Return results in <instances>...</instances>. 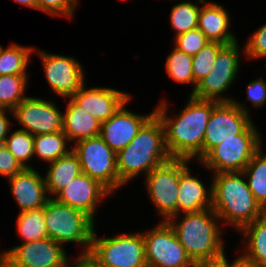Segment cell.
<instances>
[{"mask_svg":"<svg viewBox=\"0 0 266 267\" xmlns=\"http://www.w3.org/2000/svg\"><path fill=\"white\" fill-rule=\"evenodd\" d=\"M64 267H74V262L73 264L71 265V262L67 263Z\"/></svg>","mask_w":266,"mask_h":267,"instance_id":"obj_45","label":"cell"},{"mask_svg":"<svg viewBox=\"0 0 266 267\" xmlns=\"http://www.w3.org/2000/svg\"><path fill=\"white\" fill-rule=\"evenodd\" d=\"M72 148L82 173L100 182L112 194L123 186L117 172L116 153L100 136L80 140Z\"/></svg>","mask_w":266,"mask_h":267,"instance_id":"obj_8","label":"cell"},{"mask_svg":"<svg viewBox=\"0 0 266 267\" xmlns=\"http://www.w3.org/2000/svg\"><path fill=\"white\" fill-rule=\"evenodd\" d=\"M69 98L63 112L62 131L68 137L70 144L100 135L101 123L72 98Z\"/></svg>","mask_w":266,"mask_h":267,"instance_id":"obj_22","label":"cell"},{"mask_svg":"<svg viewBox=\"0 0 266 267\" xmlns=\"http://www.w3.org/2000/svg\"><path fill=\"white\" fill-rule=\"evenodd\" d=\"M0 267H11V266L2 259L0 261Z\"/></svg>","mask_w":266,"mask_h":267,"instance_id":"obj_44","label":"cell"},{"mask_svg":"<svg viewBox=\"0 0 266 267\" xmlns=\"http://www.w3.org/2000/svg\"><path fill=\"white\" fill-rule=\"evenodd\" d=\"M44 176L48 196L52 198L72 179L82 173L77 154L72 150L67 155L49 163Z\"/></svg>","mask_w":266,"mask_h":267,"instance_id":"obj_23","label":"cell"},{"mask_svg":"<svg viewBox=\"0 0 266 267\" xmlns=\"http://www.w3.org/2000/svg\"><path fill=\"white\" fill-rule=\"evenodd\" d=\"M48 237L64 243L82 244L83 254L90 252L95 221L86 213L50 198L44 206Z\"/></svg>","mask_w":266,"mask_h":267,"instance_id":"obj_5","label":"cell"},{"mask_svg":"<svg viewBox=\"0 0 266 267\" xmlns=\"http://www.w3.org/2000/svg\"><path fill=\"white\" fill-rule=\"evenodd\" d=\"M200 6L190 1L179 2L173 5L170 12V24L175 36L198 28Z\"/></svg>","mask_w":266,"mask_h":267,"instance_id":"obj_30","label":"cell"},{"mask_svg":"<svg viewBox=\"0 0 266 267\" xmlns=\"http://www.w3.org/2000/svg\"><path fill=\"white\" fill-rule=\"evenodd\" d=\"M191 174L187 164L179 178L177 214L180 215L212 208V185L206 188L199 178Z\"/></svg>","mask_w":266,"mask_h":267,"instance_id":"obj_20","label":"cell"},{"mask_svg":"<svg viewBox=\"0 0 266 267\" xmlns=\"http://www.w3.org/2000/svg\"><path fill=\"white\" fill-rule=\"evenodd\" d=\"M257 126L252 122L238 138H230L212 148L198 163L213 174L219 172H242L252 157L262 148Z\"/></svg>","mask_w":266,"mask_h":267,"instance_id":"obj_6","label":"cell"},{"mask_svg":"<svg viewBox=\"0 0 266 267\" xmlns=\"http://www.w3.org/2000/svg\"><path fill=\"white\" fill-rule=\"evenodd\" d=\"M0 255L11 267H64L71 261L65 246L49 237L21 243Z\"/></svg>","mask_w":266,"mask_h":267,"instance_id":"obj_14","label":"cell"},{"mask_svg":"<svg viewBox=\"0 0 266 267\" xmlns=\"http://www.w3.org/2000/svg\"><path fill=\"white\" fill-rule=\"evenodd\" d=\"M225 45L217 42H208L205 46L192 58V71L194 76V91L197 84L202 81L213 67L218 52Z\"/></svg>","mask_w":266,"mask_h":267,"instance_id":"obj_33","label":"cell"},{"mask_svg":"<svg viewBox=\"0 0 266 267\" xmlns=\"http://www.w3.org/2000/svg\"><path fill=\"white\" fill-rule=\"evenodd\" d=\"M255 200L266 211V152L261 148L242 171Z\"/></svg>","mask_w":266,"mask_h":267,"instance_id":"obj_25","label":"cell"},{"mask_svg":"<svg viewBox=\"0 0 266 267\" xmlns=\"http://www.w3.org/2000/svg\"><path fill=\"white\" fill-rule=\"evenodd\" d=\"M185 107L176 116L167 113V101L162 99L155 113L163 123L165 145L171 158L194 160L203 158V141L210 115L218 103L188 96ZM169 114V115H168Z\"/></svg>","mask_w":266,"mask_h":267,"instance_id":"obj_1","label":"cell"},{"mask_svg":"<svg viewBox=\"0 0 266 267\" xmlns=\"http://www.w3.org/2000/svg\"><path fill=\"white\" fill-rule=\"evenodd\" d=\"M125 103L109 120L101 123L100 137L117 154L137 135L143 124L155 113L135 114L126 108Z\"/></svg>","mask_w":266,"mask_h":267,"instance_id":"obj_17","label":"cell"},{"mask_svg":"<svg viewBox=\"0 0 266 267\" xmlns=\"http://www.w3.org/2000/svg\"><path fill=\"white\" fill-rule=\"evenodd\" d=\"M12 111L20 130L33 136L62 131L63 113L53 100L28 96Z\"/></svg>","mask_w":266,"mask_h":267,"instance_id":"obj_15","label":"cell"},{"mask_svg":"<svg viewBox=\"0 0 266 267\" xmlns=\"http://www.w3.org/2000/svg\"><path fill=\"white\" fill-rule=\"evenodd\" d=\"M72 98L100 123L109 120L121 107L131 100L132 96L116 88L91 87L82 88Z\"/></svg>","mask_w":266,"mask_h":267,"instance_id":"obj_18","label":"cell"},{"mask_svg":"<svg viewBox=\"0 0 266 267\" xmlns=\"http://www.w3.org/2000/svg\"><path fill=\"white\" fill-rule=\"evenodd\" d=\"M182 214L181 219L176 214L168 222L191 260L195 263L221 257L225 253L222 226L213 209Z\"/></svg>","mask_w":266,"mask_h":267,"instance_id":"obj_4","label":"cell"},{"mask_svg":"<svg viewBox=\"0 0 266 267\" xmlns=\"http://www.w3.org/2000/svg\"><path fill=\"white\" fill-rule=\"evenodd\" d=\"M74 267H104L102 266L92 255L79 254L76 259H74Z\"/></svg>","mask_w":266,"mask_h":267,"instance_id":"obj_40","label":"cell"},{"mask_svg":"<svg viewBox=\"0 0 266 267\" xmlns=\"http://www.w3.org/2000/svg\"><path fill=\"white\" fill-rule=\"evenodd\" d=\"M239 232L246 244L241 254L257 267H266V211Z\"/></svg>","mask_w":266,"mask_h":267,"instance_id":"obj_24","label":"cell"},{"mask_svg":"<svg viewBox=\"0 0 266 267\" xmlns=\"http://www.w3.org/2000/svg\"><path fill=\"white\" fill-rule=\"evenodd\" d=\"M16 230L22 243L48 238L44 219V206L38 209L19 212Z\"/></svg>","mask_w":266,"mask_h":267,"instance_id":"obj_28","label":"cell"},{"mask_svg":"<svg viewBox=\"0 0 266 267\" xmlns=\"http://www.w3.org/2000/svg\"><path fill=\"white\" fill-rule=\"evenodd\" d=\"M94 230L89 254L104 267H147L143 234L97 237Z\"/></svg>","mask_w":266,"mask_h":267,"instance_id":"obj_7","label":"cell"},{"mask_svg":"<svg viewBox=\"0 0 266 267\" xmlns=\"http://www.w3.org/2000/svg\"><path fill=\"white\" fill-rule=\"evenodd\" d=\"M212 176V209L224 225L239 232L265 211L255 200L243 172H219Z\"/></svg>","mask_w":266,"mask_h":267,"instance_id":"obj_3","label":"cell"},{"mask_svg":"<svg viewBox=\"0 0 266 267\" xmlns=\"http://www.w3.org/2000/svg\"><path fill=\"white\" fill-rule=\"evenodd\" d=\"M175 47L188 55H196L209 41L198 29H192L186 33L175 36Z\"/></svg>","mask_w":266,"mask_h":267,"instance_id":"obj_34","label":"cell"},{"mask_svg":"<svg viewBox=\"0 0 266 267\" xmlns=\"http://www.w3.org/2000/svg\"><path fill=\"white\" fill-rule=\"evenodd\" d=\"M69 142L63 131L36 135L34 136V156L43 160V163L54 162L72 151L73 148L67 146Z\"/></svg>","mask_w":266,"mask_h":267,"instance_id":"obj_26","label":"cell"},{"mask_svg":"<svg viewBox=\"0 0 266 267\" xmlns=\"http://www.w3.org/2000/svg\"><path fill=\"white\" fill-rule=\"evenodd\" d=\"M15 2H18L20 4H22L23 6L32 8V9H37V2L36 0H13Z\"/></svg>","mask_w":266,"mask_h":267,"instance_id":"obj_43","label":"cell"},{"mask_svg":"<svg viewBox=\"0 0 266 267\" xmlns=\"http://www.w3.org/2000/svg\"><path fill=\"white\" fill-rule=\"evenodd\" d=\"M34 51L43 64L46 81L54 94L66 99L86 84L83 66L73 56L51 54L40 49Z\"/></svg>","mask_w":266,"mask_h":267,"instance_id":"obj_13","label":"cell"},{"mask_svg":"<svg viewBox=\"0 0 266 267\" xmlns=\"http://www.w3.org/2000/svg\"><path fill=\"white\" fill-rule=\"evenodd\" d=\"M10 192L15 198L20 212L38 209L50 199L44 176L33 168H24L17 175L7 178Z\"/></svg>","mask_w":266,"mask_h":267,"instance_id":"obj_19","label":"cell"},{"mask_svg":"<svg viewBox=\"0 0 266 267\" xmlns=\"http://www.w3.org/2000/svg\"><path fill=\"white\" fill-rule=\"evenodd\" d=\"M247 101H250L253 107H263L266 103V81L261 76L258 79L250 81L247 84Z\"/></svg>","mask_w":266,"mask_h":267,"instance_id":"obj_38","label":"cell"},{"mask_svg":"<svg viewBox=\"0 0 266 267\" xmlns=\"http://www.w3.org/2000/svg\"><path fill=\"white\" fill-rule=\"evenodd\" d=\"M229 13L222 5L205 1L200 7L198 29L210 42L229 45L237 42L234 33L228 30L231 25Z\"/></svg>","mask_w":266,"mask_h":267,"instance_id":"obj_21","label":"cell"},{"mask_svg":"<svg viewBox=\"0 0 266 267\" xmlns=\"http://www.w3.org/2000/svg\"><path fill=\"white\" fill-rule=\"evenodd\" d=\"M192 58L193 56L174 47L165 62L166 73L174 82L192 84L190 95L194 92Z\"/></svg>","mask_w":266,"mask_h":267,"instance_id":"obj_31","label":"cell"},{"mask_svg":"<svg viewBox=\"0 0 266 267\" xmlns=\"http://www.w3.org/2000/svg\"><path fill=\"white\" fill-rule=\"evenodd\" d=\"M205 1H207V0H198L197 3L203 4Z\"/></svg>","mask_w":266,"mask_h":267,"instance_id":"obj_46","label":"cell"},{"mask_svg":"<svg viewBox=\"0 0 266 267\" xmlns=\"http://www.w3.org/2000/svg\"><path fill=\"white\" fill-rule=\"evenodd\" d=\"M193 267H227V255L224 253L213 260L195 262Z\"/></svg>","mask_w":266,"mask_h":267,"instance_id":"obj_41","label":"cell"},{"mask_svg":"<svg viewBox=\"0 0 266 267\" xmlns=\"http://www.w3.org/2000/svg\"><path fill=\"white\" fill-rule=\"evenodd\" d=\"M245 43L242 50L248 59L266 58V23L252 33Z\"/></svg>","mask_w":266,"mask_h":267,"instance_id":"obj_36","label":"cell"},{"mask_svg":"<svg viewBox=\"0 0 266 267\" xmlns=\"http://www.w3.org/2000/svg\"><path fill=\"white\" fill-rule=\"evenodd\" d=\"M116 159L117 172L123 185L141 173L147 176L171 159L165 145L164 126L156 113L143 124L135 138L116 154Z\"/></svg>","mask_w":266,"mask_h":267,"instance_id":"obj_2","label":"cell"},{"mask_svg":"<svg viewBox=\"0 0 266 267\" xmlns=\"http://www.w3.org/2000/svg\"><path fill=\"white\" fill-rule=\"evenodd\" d=\"M142 232L147 267H193L194 262L180 244L168 221Z\"/></svg>","mask_w":266,"mask_h":267,"instance_id":"obj_11","label":"cell"},{"mask_svg":"<svg viewBox=\"0 0 266 267\" xmlns=\"http://www.w3.org/2000/svg\"><path fill=\"white\" fill-rule=\"evenodd\" d=\"M37 10L51 16L73 19L78 0H36Z\"/></svg>","mask_w":266,"mask_h":267,"instance_id":"obj_35","label":"cell"},{"mask_svg":"<svg viewBox=\"0 0 266 267\" xmlns=\"http://www.w3.org/2000/svg\"><path fill=\"white\" fill-rule=\"evenodd\" d=\"M239 46L237 41L225 45L218 52L211 71L197 84L195 91L191 94L193 97L216 102H232L234 100L233 97L223 96V93L228 91L237 79L241 65L240 51H242Z\"/></svg>","mask_w":266,"mask_h":267,"instance_id":"obj_10","label":"cell"},{"mask_svg":"<svg viewBox=\"0 0 266 267\" xmlns=\"http://www.w3.org/2000/svg\"><path fill=\"white\" fill-rule=\"evenodd\" d=\"M189 162L191 160L171 158L144 178L148 197L162 221H168L177 214L179 178L181 170Z\"/></svg>","mask_w":266,"mask_h":267,"instance_id":"obj_9","label":"cell"},{"mask_svg":"<svg viewBox=\"0 0 266 267\" xmlns=\"http://www.w3.org/2000/svg\"><path fill=\"white\" fill-rule=\"evenodd\" d=\"M28 75H0V108L13 110L26 99Z\"/></svg>","mask_w":266,"mask_h":267,"instance_id":"obj_29","label":"cell"},{"mask_svg":"<svg viewBox=\"0 0 266 267\" xmlns=\"http://www.w3.org/2000/svg\"><path fill=\"white\" fill-rule=\"evenodd\" d=\"M34 48L11 43L7 48L0 45V75H28L27 68Z\"/></svg>","mask_w":266,"mask_h":267,"instance_id":"obj_27","label":"cell"},{"mask_svg":"<svg viewBox=\"0 0 266 267\" xmlns=\"http://www.w3.org/2000/svg\"><path fill=\"white\" fill-rule=\"evenodd\" d=\"M218 102L210 115L203 141V157L215 146L230 138H238L252 122L243 102Z\"/></svg>","mask_w":266,"mask_h":267,"instance_id":"obj_12","label":"cell"},{"mask_svg":"<svg viewBox=\"0 0 266 267\" xmlns=\"http://www.w3.org/2000/svg\"><path fill=\"white\" fill-rule=\"evenodd\" d=\"M227 259V267H257L251 260L245 258L242 254L229 263Z\"/></svg>","mask_w":266,"mask_h":267,"instance_id":"obj_42","label":"cell"},{"mask_svg":"<svg viewBox=\"0 0 266 267\" xmlns=\"http://www.w3.org/2000/svg\"><path fill=\"white\" fill-rule=\"evenodd\" d=\"M10 153L23 168H32L31 159L34 157V136L23 130H15L8 135L4 143Z\"/></svg>","mask_w":266,"mask_h":267,"instance_id":"obj_32","label":"cell"},{"mask_svg":"<svg viewBox=\"0 0 266 267\" xmlns=\"http://www.w3.org/2000/svg\"><path fill=\"white\" fill-rule=\"evenodd\" d=\"M7 113L13 116V111L5 108H0V143H5L6 138L8 137L9 131H11V125L13 124Z\"/></svg>","mask_w":266,"mask_h":267,"instance_id":"obj_39","label":"cell"},{"mask_svg":"<svg viewBox=\"0 0 266 267\" xmlns=\"http://www.w3.org/2000/svg\"><path fill=\"white\" fill-rule=\"evenodd\" d=\"M112 193L97 180L81 173L53 198L64 205L81 210L95 220L100 202Z\"/></svg>","mask_w":266,"mask_h":267,"instance_id":"obj_16","label":"cell"},{"mask_svg":"<svg viewBox=\"0 0 266 267\" xmlns=\"http://www.w3.org/2000/svg\"><path fill=\"white\" fill-rule=\"evenodd\" d=\"M24 168L17 159L10 153L4 143H0V175L3 177H13Z\"/></svg>","mask_w":266,"mask_h":267,"instance_id":"obj_37","label":"cell"}]
</instances>
